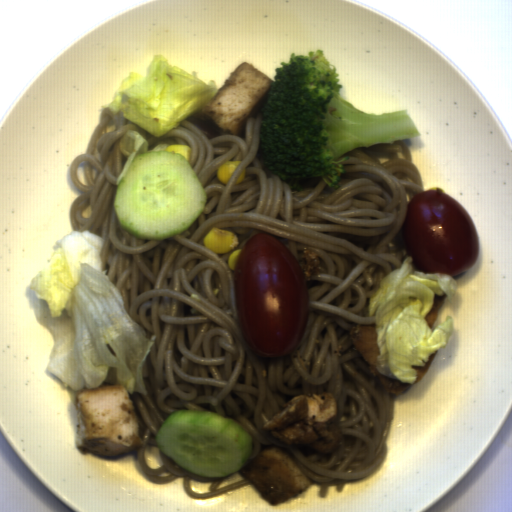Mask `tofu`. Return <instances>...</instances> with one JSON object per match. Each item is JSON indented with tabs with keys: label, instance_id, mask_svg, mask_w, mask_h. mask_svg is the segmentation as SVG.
<instances>
[{
	"label": "tofu",
	"instance_id": "3",
	"mask_svg": "<svg viewBox=\"0 0 512 512\" xmlns=\"http://www.w3.org/2000/svg\"><path fill=\"white\" fill-rule=\"evenodd\" d=\"M272 83L258 69L243 62L195 115L208 119L219 130L238 136L248 121L262 112Z\"/></svg>",
	"mask_w": 512,
	"mask_h": 512
},
{
	"label": "tofu",
	"instance_id": "4",
	"mask_svg": "<svg viewBox=\"0 0 512 512\" xmlns=\"http://www.w3.org/2000/svg\"><path fill=\"white\" fill-rule=\"evenodd\" d=\"M272 507L303 493L310 485L305 472L282 450L270 447L237 471Z\"/></svg>",
	"mask_w": 512,
	"mask_h": 512
},
{
	"label": "tofu",
	"instance_id": "5",
	"mask_svg": "<svg viewBox=\"0 0 512 512\" xmlns=\"http://www.w3.org/2000/svg\"><path fill=\"white\" fill-rule=\"evenodd\" d=\"M347 337L357 352L360 354L373 376L390 394L394 395L404 394L412 386L420 382L437 354L436 352L433 356H431L425 365L414 367L415 380L413 383L399 382L380 375L378 372L375 361L379 352V348L375 332V325H358L349 330Z\"/></svg>",
	"mask_w": 512,
	"mask_h": 512
},
{
	"label": "tofu",
	"instance_id": "1",
	"mask_svg": "<svg viewBox=\"0 0 512 512\" xmlns=\"http://www.w3.org/2000/svg\"><path fill=\"white\" fill-rule=\"evenodd\" d=\"M74 418L77 447L97 457L114 458L141 447L135 406L124 386L80 391Z\"/></svg>",
	"mask_w": 512,
	"mask_h": 512
},
{
	"label": "tofu",
	"instance_id": "2",
	"mask_svg": "<svg viewBox=\"0 0 512 512\" xmlns=\"http://www.w3.org/2000/svg\"><path fill=\"white\" fill-rule=\"evenodd\" d=\"M336 410L332 393L295 396L283 403L263 432L284 445L304 444L322 453L333 452L341 444L333 421Z\"/></svg>",
	"mask_w": 512,
	"mask_h": 512
},
{
	"label": "tofu",
	"instance_id": "6",
	"mask_svg": "<svg viewBox=\"0 0 512 512\" xmlns=\"http://www.w3.org/2000/svg\"><path fill=\"white\" fill-rule=\"evenodd\" d=\"M445 300L446 299H445L444 295L436 294L432 310L425 317V322L428 325L430 330H432L434 322H435V319H436V317H437V315H438V313H439L443 303L445 302Z\"/></svg>",
	"mask_w": 512,
	"mask_h": 512
}]
</instances>
